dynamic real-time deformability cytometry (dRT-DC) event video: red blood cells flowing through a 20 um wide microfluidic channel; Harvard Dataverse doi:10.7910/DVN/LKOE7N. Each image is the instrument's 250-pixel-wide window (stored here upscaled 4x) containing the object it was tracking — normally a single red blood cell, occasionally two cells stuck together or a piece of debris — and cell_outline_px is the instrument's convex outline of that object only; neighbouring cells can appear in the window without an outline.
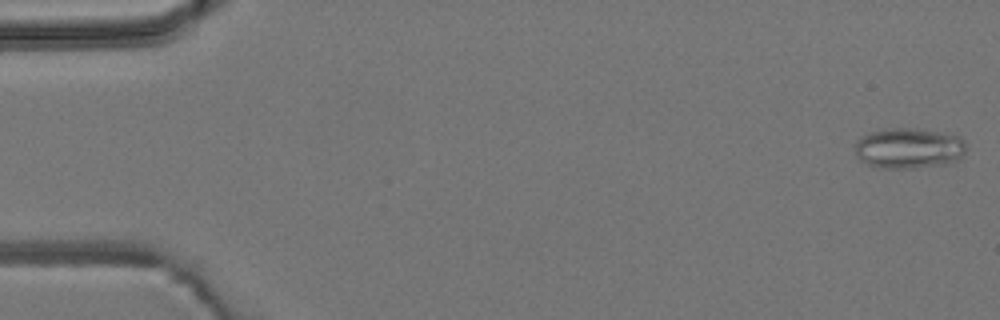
{"species": "common noctule bat (a hibernating species)", "species_latin": "Nyctalus noctula", "temperature_condition": "room temperature", "stored_images_in_passage": 5, "camera_frame_rate_fps": 3000, "um_per_image_px": 0.085, "animal": {"sex": "male", "body_mass_g": 19.2, "forearm_length_mm": 51.8}, "frame": {"image": 1, "passage_image": 1, "time_ms": 0.0, "image_size_px": [1000, 320], "cell_outline_px": [[968, 148], [964, 156], [956, 160], [944, 164], [912, 168], [880, 168], [868, 164], [860, 160], [856, 156], [852, 144], [860, 136], [884, 128], [916, 128], [960, 136], [964, 140]], "centroid_in_image_um": [77.23, 12.59], "position_along_channel_um": 7.8, "area_um2": 26.76}}